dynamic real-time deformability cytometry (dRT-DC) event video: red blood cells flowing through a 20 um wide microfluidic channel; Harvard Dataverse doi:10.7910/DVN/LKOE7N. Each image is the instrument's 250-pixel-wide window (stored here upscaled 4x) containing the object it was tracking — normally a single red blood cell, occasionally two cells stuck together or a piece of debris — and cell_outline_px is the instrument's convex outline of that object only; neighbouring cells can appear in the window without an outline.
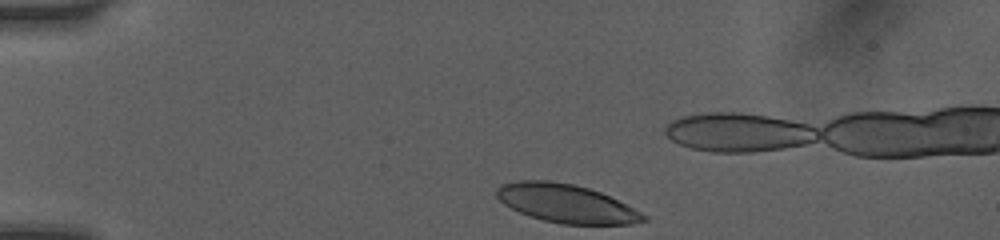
{"species": "human", "species_latin": "Homo sapiens", "temperature_condition": "room temperature", "stored_images_in_passage": 25, "camera_frame_rate_fps": 3000, "um_per_image_px": 0.085, "donor": {"sex": "female"}, "frame": {"image": 1, "passage_image": 1, "time_ms": 0.0, "image_size_px": [1000, 240], "cell_outline_px": [[648, 220], [632, 224], [560, 224], [544, 220], [520, 212], [504, 204], [496, 196], [496, 188], [500, 184], [516, 180], [548, 180], [572, 184], [588, 188], [600, 192], [648, 216]], "centroid_in_image_um": [48.1, 17.29], "position_along_channel_um": 36.9, "area_um2": 32.6}}
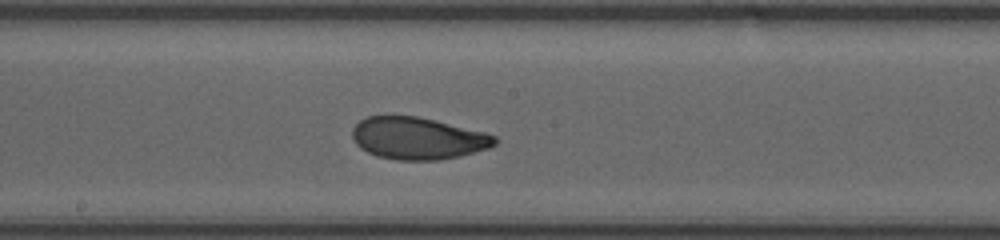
{"frame": {"image": 2, "passage_image": 14, "time_ms": 5.667, "image_size_px": [1000, 240], "cell_outline_px": [[500, 140], [496, 144], [488, 148], [440, 160], [396, 160], [380, 156], [368, 152], [360, 148], [356, 144], [352, 136], [352, 128], [360, 120], [368, 116], [416, 116], [484, 132], [496, 136]], "centroid_in_image_um": [35.5, 11.75], "position_along_channel_um": 212.7, "area_um2": 34.62}}
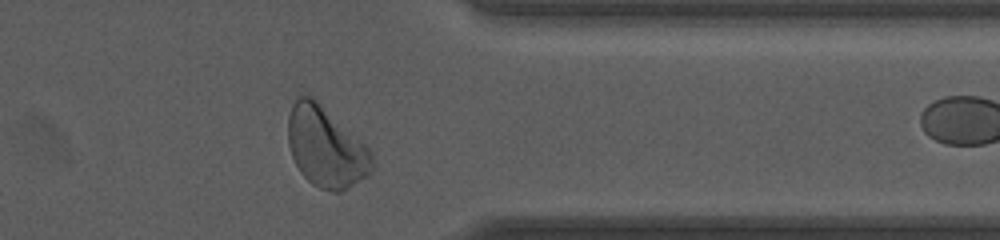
{"frame": {"image": 3, "passage_image": 24, "time_ms": 10.0, "image_size_px": [1000, 240], "cell_outline_px": [[372, 172], [368, 176], [340, 192], [332, 192], [320, 188], [312, 184], [300, 172], [292, 156], [288, 144], [288, 116], [292, 104], [300, 96], [312, 96], [364, 144], [368, 148], [372, 156]], "centroid_in_image_um": [27.68, 12.53], "position_along_channel_um": 383.7, "area_um2": 38.84}}